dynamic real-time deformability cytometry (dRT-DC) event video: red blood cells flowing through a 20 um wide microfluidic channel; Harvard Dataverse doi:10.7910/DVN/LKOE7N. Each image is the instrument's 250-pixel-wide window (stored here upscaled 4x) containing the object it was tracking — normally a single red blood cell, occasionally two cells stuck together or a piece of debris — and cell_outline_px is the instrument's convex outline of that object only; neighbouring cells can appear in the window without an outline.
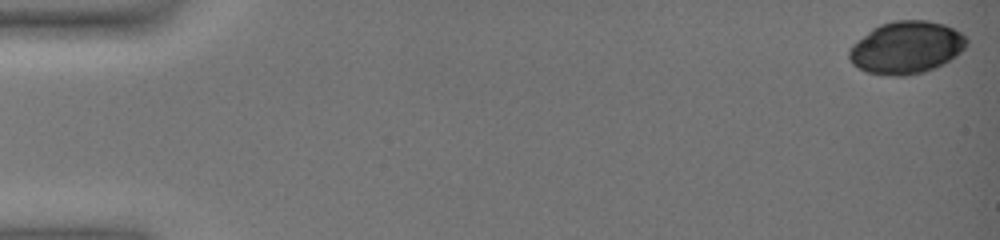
{"species": "common noctule bat (a hibernating species)", "species_latin": "Nyctalus noctula", "temperature_condition": "warm", "stored_images_in_passage": 58, "camera_frame_rate_fps": 3000, "um_per_image_px": 0.085, "animal": {"sex": "female", "body_mass_g": 19.0, "forearm_length_mm": 51.5}, "frame": {"image": 1, "passage_image": 1, "time_ms": 0.0, "image_size_px": [1000, 240], "cell_outline_px": [[968, 44], [956, 56], [944, 64], [936, 68], [924, 72], [904, 76], [892, 76], [868, 72], [852, 64], [848, 56], [848, 52], [852, 44], [872, 28], [880, 24], [896, 20], [928, 20], [944, 24], [960, 32], [968, 40]], "centroid_in_image_um": [77.04, 4.04], "position_along_channel_um": 8.0, "area_um2": 36.01}}